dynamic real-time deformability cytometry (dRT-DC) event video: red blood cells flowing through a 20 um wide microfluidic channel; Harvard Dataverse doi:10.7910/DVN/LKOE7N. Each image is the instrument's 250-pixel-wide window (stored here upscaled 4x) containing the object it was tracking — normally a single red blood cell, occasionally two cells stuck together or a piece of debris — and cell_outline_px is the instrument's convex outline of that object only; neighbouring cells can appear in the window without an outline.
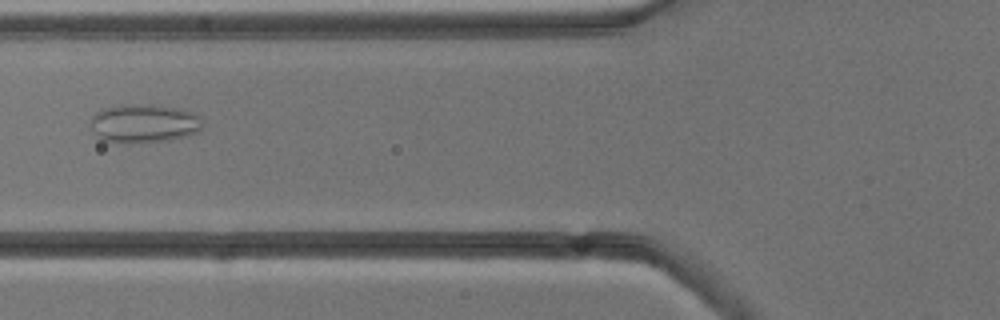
{"species": "common noctule bat (a hibernating species)", "species_latin": "Nyctalus noctula", "temperature_condition": "cold", "stored_images_in_passage": 5, "camera_frame_rate_fps": 3000, "um_per_image_px": 0.085, "animal": {"sex": "male", "body_mass_g": 13.3}, "frame": {"image": 1, "passage_image": 5, "time_ms": 4.667, "image_size_px": [1000, 320], "cell_outline_px": [[200, 132], [184, 136], [164, 140], [128, 144], [100, 140], [92, 128], [92, 116], [96, 112], [104, 108], [120, 104], [152, 104], [192, 112], [200, 116]], "centroid_in_image_um": [12.19, 10.49], "position_along_channel_um": 113.6, "area_um2": 25.09}}